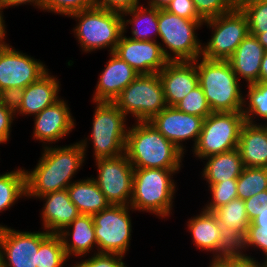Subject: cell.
Returning a JSON list of instances; mask_svg holds the SVG:
<instances>
[{"label": "cell", "instance_id": "cell-5", "mask_svg": "<svg viewBox=\"0 0 267 267\" xmlns=\"http://www.w3.org/2000/svg\"><path fill=\"white\" fill-rule=\"evenodd\" d=\"M68 17L78 21L72 32L83 52L91 53L107 47L110 48L109 53L114 52L123 34L121 13L94 5Z\"/></svg>", "mask_w": 267, "mask_h": 267}, {"label": "cell", "instance_id": "cell-25", "mask_svg": "<svg viewBox=\"0 0 267 267\" xmlns=\"http://www.w3.org/2000/svg\"><path fill=\"white\" fill-rule=\"evenodd\" d=\"M237 149L244 167L267 168V124L245 122Z\"/></svg>", "mask_w": 267, "mask_h": 267}, {"label": "cell", "instance_id": "cell-21", "mask_svg": "<svg viewBox=\"0 0 267 267\" xmlns=\"http://www.w3.org/2000/svg\"><path fill=\"white\" fill-rule=\"evenodd\" d=\"M109 54L110 59L99 75L93 102H114L119 94L139 76L125 61L114 53Z\"/></svg>", "mask_w": 267, "mask_h": 267}, {"label": "cell", "instance_id": "cell-29", "mask_svg": "<svg viewBox=\"0 0 267 267\" xmlns=\"http://www.w3.org/2000/svg\"><path fill=\"white\" fill-rule=\"evenodd\" d=\"M212 213L223 231L237 245L246 235L250 224L244 200L235 198L213 210Z\"/></svg>", "mask_w": 267, "mask_h": 267}, {"label": "cell", "instance_id": "cell-53", "mask_svg": "<svg viewBox=\"0 0 267 267\" xmlns=\"http://www.w3.org/2000/svg\"><path fill=\"white\" fill-rule=\"evenodd\" d=\"M71 267H84V266L80 263V261L79 262L77 261L75 264L71 265Z\"/></svg>", "mask_w": 267, "mask_h": 267}, {"label": "cell", "instance_id": "cell-55", "mask_svg": "<svg viewBox=\"0 0 267 267\" xmlns=\"http://www.w3.org/2000/svg\"><path fill=\"white\" fill-rule=\"evenodd\" d=\"M5 97L2 95V93L0 92V101L3 100Z\"/></svg>", "mask_w": 267, "mask_h": 267}, {"label": "cell", "instance_id": "cell-45", "mask_svg": "<svg viewBox=\"0 0 267 267\" xmlns=\"http://www.w3.org/2000/svg\"><path fill=\"white\" fill-rule=\"evenodd\" d=\"M139 1L140 0H94V4L97 7L122 14L140 5L141 3H139Z\"/></svg>", "mask_w": 267, "mask_h": 267}, {"label": "cell", "instance_id": "cell-31", "mask_svg": "<svg viewBox=\"0 0 267 267\" xmlns=\"http://www.w3.org/2000/svg\"><path fill=\"white\" fill-rule=\"evenodd\" d=\"M247 94L243 96L242 114L245 122L250 124L256 123L254 119L262 118L267 124V82H257L253 85H247ZM247 100V101H246ZM257 117V118H255Z\"/></svg>", "mask_w": 267, "mask_h": 267}, {"label": "cell", "instance_id": "cell-22", "mask_svg": "<svg viewBox=\"0 0 267 267\" xmlns=\"http://www.w3.org/2000/svg\"><path fill=\"white\" fill-rule=\"evenodd\" d=\"M38 199L45 202L41 211L43 230L49 234H58L80 213L69 198L67 189L41 195Z\"/></svg>", "mask_w": 267, "mask_h": 267}, {"label": "cell", "instance_id": "cell-10", "mask_svg": "<svg viewBox=\"0 0 267 267\" xmlns=\"http://www.w3.org/2000/svg\"><path fill=\"white\" fill-rule=\"evenodd\" d=\"M204 23L212 29L211 39L202 45L201 57L208 60L227 61L249 35L247 16L238 5Z\"/></svg>", "mask_w": 267, "mask_h": 267}, {"label": "cell", "instance_id": "cell-17", "mask_svg": "<svg viewBox=\"0 0 267 267\" xmlns=\"http://www.w3.org/2000/svg\"><path fill=\"white\" fill-rule=\"evenodd\" d=\"M139 75L159 73L169 62L159 41L133 40L122 34L113 52Z\"/></svg>", "mask_w": 267, "mask_h": 267}, {"label": "cell", "instance_id": "cell-43", "mask_svg": "<svg viewBox=\"0 0 267 267\" xmlns=\"http://www.w3.org/2000/svg\"><path fill=\"white\" fill-rule=\"evenodd\" d=\"M170 13L176 14L179 17L192 19V20H204L196 10L193 0H172V2L165 9Z\"/></svg>", "mask_w": 267, "mask_h": 267}, {"label": "cell", "instance_id": "cell-56", "mask_svg": "<svg viewBox=\"0 0 267 267\" xmlns=\"http://www.w3.org/2000/svg\"><path fill=\"white\" fill-rule=\"evenodd\" d=\"M263 261H264L265 267H267V259H265Z\"/></svg>", "mask_w": 267, "mask_h": 267}, {"label": "cell", "instance_id": "cell-30", "mask_svg": "<svg viewBox=\"0 0 267 267\" xmlns=\"http://www.w3.org/2000/svg\"><path fill=\"white\" fill-rule=\"evenodd\" d=\"M26 197L25 169L0 174V213L10 209L19 198ZM3 225L0 224V227Z\"/></svg>", "mask_w": 267, "mask_h": 267}, {"label": "cell", "instance_id": "cell-27", "mask_svg": "<svg viewBox=\"0 0 267 267\" xmlns=\"http://www.w3.org/2000/svg\"><path fill=\"white\" fill-rule=\"evenodd\" d=\"M202 169V177L208 185L227 181L228 179H238L244 169L239 150H234L208 156Z\"/></svg>", "mask_w": 267, "mask_h": 267}, {"label": "cell", "instance_id": "cell-2", "mask_svg": "<svg viewBox=\"0 0 267 267\" xmlns=\"http://www.w3.org/2000/svg\"><path fill=\"white\" fill-rule=\"evenodd\" d=\"M133 168L181 169L184 153L150 122L128 128L125 151Z\"/></svg>", "mask_w": 267, "mask_h": 267}, {"label": "cell", "instance_id": "cell-47", "mask_svg": "<svg viewBox=\"0 0 267 267\" xmlns=\"http://www.w3.org/2000/svg\"><path fill=\"white\" fill-rule=\"evenodd\" d=\"M259 82H267V50H265L260 66Z\"/></svg>", "mask_w": 267, "mask_h": 267}, {"label": "cell", "instance_id": "cell-24", "mask_svg": "<svg viewBox=\"0 0 267 267\" xmlns=\"http://www.w3.org/2000/svg\"><path fill=\"white\" fill-rule=\"evenodd\" d=\"M58 235L62 240L64 251L69 259L73 255L80 258L85 257L86 254L93 252L94 247H97L91 215L80 214Z\"/></svg>", "mask_w": 267, "mask_h": 267}, {"label": "cell", "instance_id": "cell-16", "mask_svg": "<svg viewBox=\"0 0 267 267\" xmlns=\"http://www.w3.org/2000/svg\"><path fill=\"white\" fill-rule=\"evenodd\" d=\"M201 210L200 214L191 217L187 222L195 247L200 251L212 252V259L234 252L236 244L223 231L215 215L203 208Z\"/></svg>", "mask_w": 267, "mask_h": 267}, {"label": "cell", "instance_id": "cell-42", "mask_svg": "<svg viewBox=\"0 0 267 267\" xmlns=\"http://www.w3.org/2000/svg\"><path fill=\"white\" fill-rule=\"evenodd\" d=\"M218 260L225 267H265L264 262H258L256 258L251 257V255H247L246 253L243 254L237 249L234 252L218 258Z\"/></svg>", "mask_w": 267, "mask_h": 267}, {"label": "cell", "instance_id": "cell-48", "mask_svg": "<svg viewBox=\"0 0 267 267\" xmlns=\"http://www.w3.org/2000/svg\"><path fill=\"white\" fill-rule=\"evenodd\" d=\"M171 2L172 0H148L147 4L158 10H163L166 9Z\"/></svg>", "mask_w": 267, "mask_h": 267}, {"label": "cell", "instance_id": "cell-35", "mask_svg": "<svg viewBox=\"0 0 267 267\" xmlns=\"http://www.w3.org/2000/svg\"><path fill=\"white\" fill-rule=\"evenodd\" d=\"M238 6L247 16L249 34L267 31V0H243Z\"/></svg>", "mask_w": 267, "mask_h": 267}, {"label": "cell", "instance_id": "cell-23", "mask_svg": "<svg viewBox=\"0 0 267 267\" xmlns=\"http://www.w3.org/2000/svg\"><path fill=\"white\" fill-rule=\"evenodd\" d=\"M265 53L257 38L249 34L227 60L239 80L245 79L247 85L259 82L260 66Z\"/></svg>", "mask_w": 267, "mask_h": 267}, {"label": "cell", "instance_id": "cell-41", "mask_svg": "<svg viewBox=\"0 0 267 267\" xmlns=\"http://www.w3.org/2000/svg\"><path fill=\"white\" fill-rule=\"evenodd\" d=\"M124 255L116 253H96L88 259H81L84 267H127L123 260Z\"/></svg>", "mask_w": 267, "mask_h": 267}, {"label": "cell", "instance_id": "cell-15", "mask_svg": "<svg viewBox=\"0 0 267 267\" xmlns=\"http://www.w3.org/2000/svg\"><path fill=\"white\" fill-rule=\"evenodd\" d=\"M149 122L185 154L186 149L183 142L192 140L194 142L192 149L195 147L204 118L183 113L175 106H167Z\"/></svg>", "mask_w": 267, "mask_h": 267}, {"label": "cell", "instance_id": "cell-38", "mask_svg": "<svg viewBox=\"0 0 267 267\" xmlns=\"http://www.w3.org/2000/svg\"><path fill=\"white\" fill-rule=\"evenodd\" d=\"M94 5V0H42L41 10L68 17Z\"/></svg>", "mask_w": 267, "mask_h": 267}, {"label": "cell", "instance_id": "cell-46", "mask_svg": "<svg viewBox=\"0 0 267 267\" xmlns=\"http://www.w3.org/2000/svg\"><path fill=\"white\" fill-rule=\"evenodd\" d=\"M30 4L34 7H37V9H42V0H0V11L3 14V9L10 8L13 6H19L24 4Z\"/></svg>", "mask_w": 267, "mask_h": 267}, {"label": "cell", "instance_id": "cell-37", "mask_svg": "<svg viewBox=\"0 0 267 267\" xmlns=\"http://www.w3.org/2000/svg\"><path fill=\"white\" fill-rule=\"evenodd\" d=\"M175 107L183 113L200 116L204 119L212 113L200 85L194 88L185 98L176 104Z\"/></svg>", "mask_w": 267, "mask_h": 267}, {"label": "cell", "instance_id": "cell-4", "mask_svg": "<svg viewBox=\"0 0 267 267\" xmlns=\"http://www.w3.org/2000/svg\"><path fill=\"white\" fill-rule=\"evenodd\" d=\"M181 169L134 168L130 207L167 218L172 213L176 183L173 175Z\"/></svg>", "mask_w": 267, "mask_h": 267}, {"label": "cell", "instance_id": "cell-26", "mask_svg": "<svg viewBox=\"0 0 267 267\" xmlns=\"http://www.w3.org/2000/svg\"><path fill=\"white\" fill-rule=\"evenodd\" d=\"M66 189L81 215L92 216L110 206L92 176L74 181Z\"/></svg>", "mask_w": 267, "mask_h": 267}, {"label": "cell", "instance_id": "cell-34", "mask_svg": "<svg viewBox=\"0 0 267 267\" xmlns=\"http://www.w3.org/2000/svg\"><path fill=\"white\" fill-rule=\"evenodd\" d=\"M69 258L64 251L63 243L58 234H50L38 249L36 267H65Z\"/></svg>", "mask_w": 267, "mask_h": 267}, {"label": "cell", "instance_id": "cell-52", "mask_svg": "<svg viewBox=\"0 0 267 267\" xmlns=\"http://www.w3.org/2000/svg\"><path fill=\"white\" fill-rule=\"evenodd\" d=\"M0 267H2V258H1V227H0Z\"/></svg>", "mask_w": 267, "mask_h": 267}, {"label": "cell", "instance_id": "cell-14", "mask_svg": "<svg viewBox=\"0 0 267 267\" xmlns=\"http://www.w3.org/2000/svg\"><path fill=\"white\" fill-rule=\"evenodd\" d=\"M48 232L19 231L1 227L2 267H36L39 245L49 236Z\"/></svg>", "mask_w": 267, "mask_h": 267}, {"label": "cell", "instance_id": "cell-19", "mask_svg": "<svg viewBox=\"0 0 267 267\" xmlns=\"http://www.w3.org/2000/svg\"><path fill=\"white\" fill-rule=\"evenodd\" d=\"M67 104L61 98L34 116L33 138L43 142L44 147L68 136L75 128V120Z\"/></svg>", "mask_w": 267, "mask_h": 267}, {"label": "cell", "instance_id": "cell-9", "mask_svg": "<svg viewBox=\"0 0 267 267\" xmlns=\"http://www.w3.org/2000/svg\"><path fill=\"white\" fill-rule=\"evenodd\" d=\"M244 123L242 112H212L204 119L193 155L204 159L236 149Z\"/></svg>", "mask_w": 267, "mask_h": 267}, {"label": "cell", "instance_id": "cell-54", "mask_svg": "<svg viewBox=\"0 0 267 267\" xmlns=\"http://www.w3.org/2000/svg\"><path fill=\"white\" fill-rule=\"evenodd\" d=\"M237 5L243 0H233Z\"/></svg>", "mask_w": 267, "mask_h": 267}, {"label": "cell", "instance_id": "cell-50", "mask_svg": "<svg viewBox=\"0 0 267 267\" xmlns=\"http://www.w3.org/2000/svg\"><path fill=\"white\" fill-rule=\"evenodd\" d=\"M255 36L258 42L267 50V31L261 34H251Z\"/></svg>", "mask_w": 267, "mask_h": 267}, {"label": "cell", "instance_id": "cell-28", "mask_svg": "<svg viewBox=\"0 0 267 267\" xmlns=\"http://www.w3.org/2000/svg\"><path fill=\"white\" fill-rule=\"evenodd\" d=\"M132 16L126 19L125 16ZM159 10L155 7L143 4L138 5L128 11L122 13L123 18V33L126 34L127 26H132L129 38L139 41H158L159 25H158Z\"/></svg>", "mask_w": 267, "mask_h": 267}, {"label": "cell", "instance_id": "cell-6", "mask_svg": "<svg viewBox=\"0 0 267 267\" xmlns=\"http://www.w3.org/2000/svg\"><path fill=\"white\" fill-rule=\"evenodd\" d=\"M96 104L90 138L80 140L86 157L88 140L92 141L94 159L115 158L124 154L128 132L127 117L113 102ZM88 139V140H87Z\"/></svg>", "mask_w": 267, "mask_h": 267}, {"label": "cell", "instance_id": "cell-1", "mask_svg": "<svg viewBox=\"0 0 267 267\" xmlns=\"http://www.w3.org/2000/svg\"><path fill=\"white\" fill-rule=\"evenodd\" d=\"M42 152L35 168L25 170L28 198L65 190L86 159L79 142L63 147L47 145Z\"/></svg>", "mask_w": 267, "mask_h": 267}, {"label": "cell", "instance_id": "cell-44", "mask_svg": "<svg viewBox=\"0 0 267 267\" xmlns=\"http://www.w3.org/2000/svg\"><path fill=\"white\" fill-rule=\"evenodd\" d=\"M246 211L251 222L261 211L267 207V190L244 200Z\"/></svg>", "mask_w": 267, "mask_h": 267}, {"label": "cell", "instance_id": "cell-13", "mask_svg": "<svg viewBox=\"0 0 267 267\" xmlns=\"http://www.w3.org/2000/svg\"><path fill=\"white\" fill-rule=\"evenodd\" d=\"M98 175L93 179L110 205L129 206L133 193L134 168L123 154L95 159Z\"/></svg>", "mask_w": 267, "mask_h": 267}, {"label": "cell", "instance_id": "cell-11", "mask_svg": "<svg viewBox=\"0 0 267 267\" xmlns=\"http://www.w3.org/2000/svg\"><path fill=\"white\" fill-rule=\"evenodd\" d=\"M48 70L41 60L0 42V92L5 98H13Z\"/></svg>", "mask_w": 267, "mask_h": 267}, {"label": "cell", "instance_id": "cell-3", "mask_svg": "<svg viewBox=\"0 0 267 267\" xmlns=\"http://www.w3.org/2000/svg\"><path fill=\"white\" fill-rule=\"evenodd\" d=\"M200 61V63H199ZM199 85L212 112H241L243 93L228 61L196 59Z\"/></svg>", "mask_w": 267, "mask_h": 267}, {"label": "cell", "instance_id": "cell-51", "mask_svg": "<svg viewBox=\"0 0 267 267\" xmlns=\"http://www.w3.org/2000/svg\"><path fill=\"white\" fill-rule=\"evenodd\" d=\"M211 261L208 267H225L218 259H212Z\"/></svg>", "mask_w": 267, "mask_h": 267}, {"label": "cell", "instance_id": "cell-18", "mask_svg": "<svg viewBox=\"0 0 267 267\" xmlns=\"http://www.w3.org/2000/svg\"><path fill=\"white\" fill-rule=\"evenodd\" d=\"M57 77L47 71L37 81L20 90L13 98L15 116H35L55 104L59 98L60 85Z\"/></svg>", "mask_w": 267, "mask_h": 267}, {"label": "cell", "instance_id": "cell-12", "mask_svg": "<svg viewBox=\"0 0 267 267\" xmlns=\"http://www.w3.org/2000/svg\"><path fill=\"white\" fill-rule=\"evenodd\" d=\"M130 210L133 211L130 206L110 205L92 215L97 240L96 253L126 255L132 235Z\"/></svg>", "mask_w": 267, "mask_h": 267}, {"label": "cell", "instance_id": "cell-39", "mask_svg": "<svg viewBox=\"0 0 267 267\" xmlns=\"http://www.w3.org/2000/svg\"><path fill=\"white\" fill-rule=\"evenodd\" d=\"M197 13L204 19L218 17L234 9L237 4L233 0H193Z\"/></svg>", "mask_w": 267, "mask_h": 267}, {"label": "cell", "instance_id": "cell-7", "mask_svg": "<svg viewBox=\"0 0 267 267\" xmlns=\"http://www.w3.org/2000/svg\"><path fill=\"white\" fill-rule=\"evenodd\" d=\"M204 21L179 17L165 9L159 10L158 38L164 44H161L164 56L169 61H195L201 57L202 42L195 31L204 25Z\"/></svg>", "mask_w": 267, "mask_h": 267}, {"label": "cell", "instance_id": "cell-20", "mask_svg": "<svg viewBox=\"0 0 267 267\" xmlns=\"http://www.w3.org/2000/svg\"><path fill=\"white\" fill-rule=\"evenodd\" d=\"M167 106H175L199 85L195 61H169L158 73Z\"/></svg>", "mask_w": 267, "mask_h": 267}, {"label": "cell", "instance_id": "cell-49", "mask_svg": "<svg viewBox=\"0 0 267 267\" xmlns=\"http://www.w3.org/2000/svg\"><path fill=\"white\" fill-rule=\"evenodd\" d=\"M4 15L0 11V42H3L6 37V25H5V20H4Z\"/></svg>", "mask_w": 267, "mask_h": 267}, {"label": "cell", "instance_id": "cell-40", "mask_svg": "<svg viewBox=\"0 0 267 267\" xmlns=\"http://www.w3.org/2000/svg\"><path fill=\"white\" fill-rule=\"evenodd\" d=\"M15 118L12 98H4L0 101V140L6 144L10 138L11 126Z\"/></svg>", "mask_w": 267, "mask_h": 267}, {"label": "cell", "instance_id": "cell-33", "mask_svg": "<svg viewBox=\"0 0 267 267\" xmlns=\"http://www.w3.org/2000/svg\"><path fill=\"white\" fill-rule=\"evenodd\" d=\"M267 190V168L244 167L237 179V196L242 200Z\"/></svg>", "mask_w": 267, "mask_h": 267}, {"label": "cell", "instance_id": "cell-8", "mask_svg": "<svg viewBox=\"0 0 267 267\" xmlns=\"http://www.w3.org/2000/svg\"><path fill=\"white\" fill-rule=\"evenodd\" d=\"M136 122H149L167 107L158 73L141 74L113 102Z\"/></svg>", "mask_w": 267, "mask_h": 267}, {"label": "cell", "instance_id": "cell-32", "mask_svg": "<svg viewBox=\"0 0 267 267\" xmlns=\"http://www.w3.org/2000/svg\"><path fill=\"white\" fill-rule=\"evenodd\" d=\"M249 247L261 250L267 259V207L250 222L246 235L236 245V249L243 254Z\"/></svg>", "mask_w": 267, "mask_h": 267}, {"label": "cell", "instance_id": "cell-36", "mask_svg": "<svg viewBox=\"0 0 267 267\" xmlns=\"http://www.w3.org/2000/svg\"><path fill=\"white\" fill-rule=\"evenodd\" d=\"M211 192V200L203 207L204 210L212 212L218 207L227 204L237 196V179H228L212 185H208Z\"/></svg>", "mask_w": 267, "mask_h": 267}]
</instances>
